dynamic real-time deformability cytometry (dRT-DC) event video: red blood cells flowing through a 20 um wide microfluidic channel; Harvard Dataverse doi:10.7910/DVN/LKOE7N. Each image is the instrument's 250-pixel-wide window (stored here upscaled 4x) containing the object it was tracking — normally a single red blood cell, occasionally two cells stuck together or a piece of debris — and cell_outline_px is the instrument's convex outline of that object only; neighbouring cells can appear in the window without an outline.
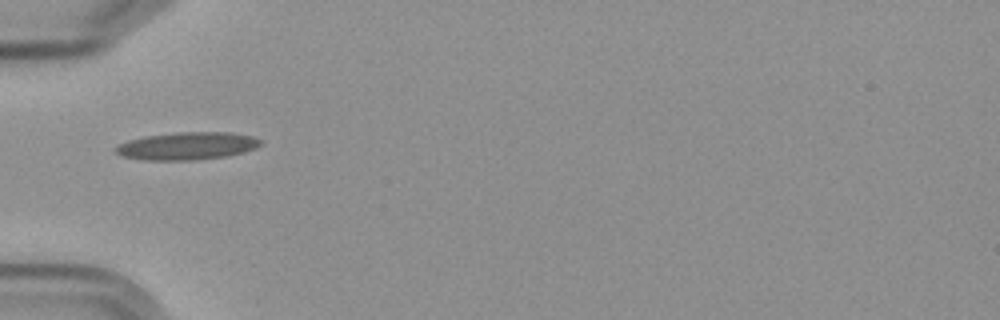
{"species": "Egyptian fruit bat (a non-hibernating species)", "species_latin": "Rousettus aegyptiacus", "temperature_condition": "cold", "stored_images_in_passage": 3, "camera_frame_rate_fps": 3000, "um_per_image_px": 0.085, "frame": {"image": 1, "passage_image": 1, "time_ms": 0.0, "image_size_px": [1000, 320], "cell_outline_px": [[260, 144], [256, 148], [244, 152], [224, 156], [192, 160], [144, 160], [124, 156], [116, 152], [112, 148], [128, 140], [144, 136], [176, 132], [232, 132], [252, 136], [260, 140]], "centroid_in_image_um": [15.89, 12.39], "position_along_channel_um": 69.1, "area_um2": 23.24}}
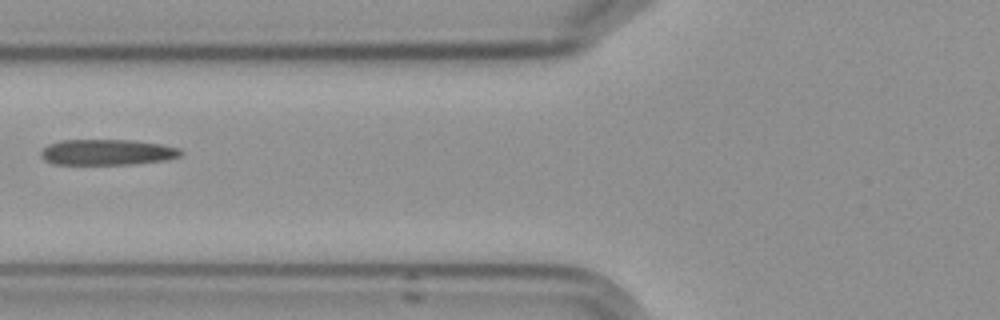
{"frame": {"image": 2, "passage_image": 2, "time_ms": 1.333, "image_size_px": [1000, 320], "cell_outline_px": [[184, 152], [180, 156], [164, 160], [132, 164], [52, 164], [44, 160], [40, 156], [40, 152], [48, 144], [60, 140], [132, 140], [160, 144], [180, 148]], "centroid_in_image_um": [9.09, 12.93], "position_along_channel_um": 116.7, "area_um2": 21.04}}
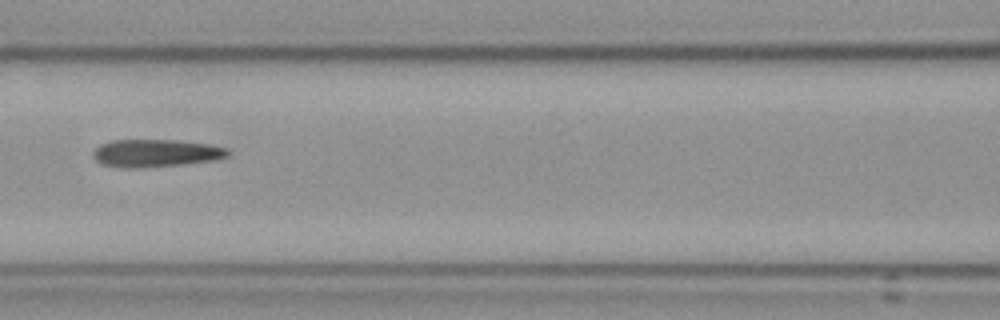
{"frame": {"image": 3, "passage_image": 3, "time_ms": 2.333, "image_size_px": [1000, 320], "cell_outline_px": [[232, 152], [228, 156], [212, 160], [180, 164], [128, 168], [104, 164], [96, 160], [92, 156], [92, 152], [100, 144], [112, 140], [176, 140], [208, 144], [228, 148]], "centroid_in_image_um": [13.25, 12.99], "position_along_channel_um": 153.4, "area_um2": 21.39}}